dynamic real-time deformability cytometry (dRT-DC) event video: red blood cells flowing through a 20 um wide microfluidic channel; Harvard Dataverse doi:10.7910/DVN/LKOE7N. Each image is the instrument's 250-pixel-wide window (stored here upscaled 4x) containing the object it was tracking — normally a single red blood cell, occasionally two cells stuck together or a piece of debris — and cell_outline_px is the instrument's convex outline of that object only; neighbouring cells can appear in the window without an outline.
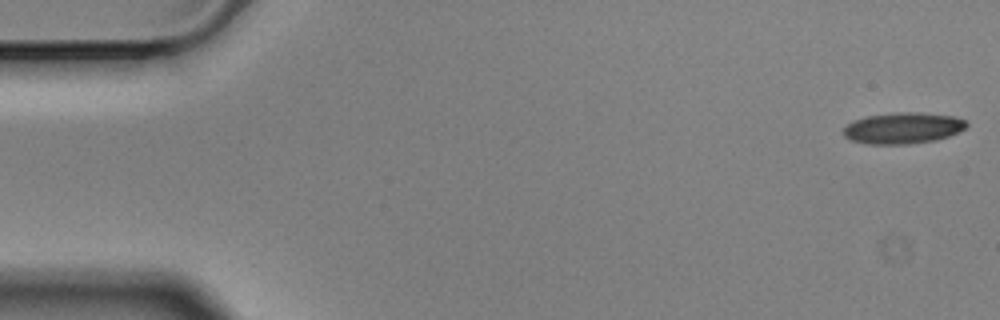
{"species": "Egyptian fruit bat (a non-hibernating species)", "species_latin": "Rousettus aegyptiacus", "temperature_condition": "cold", "stored_images_in_passage": 57, "camera_frame_rate_fps": 3000, "um_per_image_px": 0.085, "animal": {"sex": "male"}, "frame": {"image": 1, "passage_image": 1, "time_ms": 0.0, "image_size_px": [1000, 320], "cell_outline_px": [[968, 124], [964, 128], [948, 136], [936, 140], [908, 144], [868, 144], [852, 140], [844, 136], [844, 128], [848, 124], [856, 120], [868, 116], [896, 112], [920, 112], [952, 116], [964, 120]], "centroid_in_image_um": [76.75, 10.89], "position_along_channel_um": 8.3, "area_um2": 22.08}}
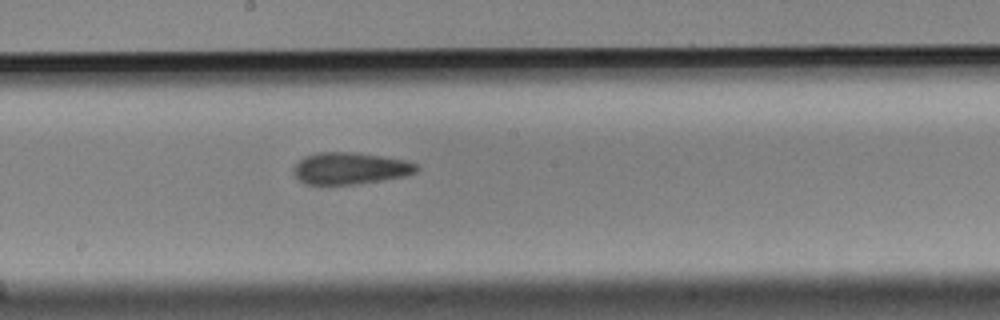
{"frame": {"image": 2, "passage_image": 30, "time_ms": 9.667, "image_size_px": [1000, 320], "cell_outline_px": [[420, 168], [416, 172], [408, 176], [356, 184], [304, 184], [292, 172], [292, 168], [304, 156], [316, 152], [356, 152], [404, 160], [416, 164]], "centroid_in_image_um": [29.76, 14.31], "position_along_channel_um": 218.4, "area_um2": 22.89}}
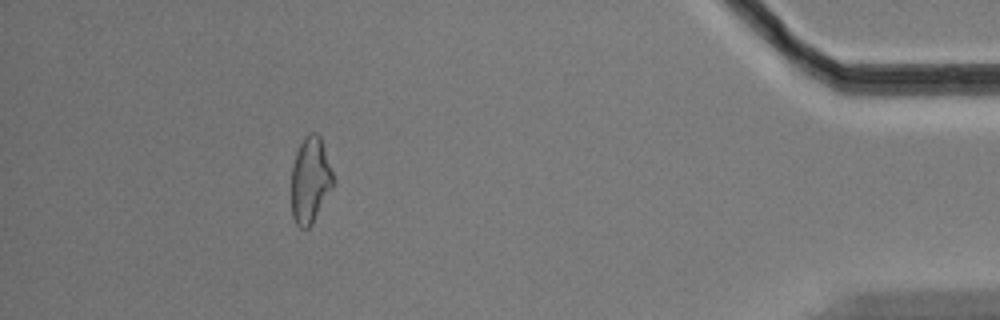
{"frame": {"image": 3, "passage_image": 51, "time_ms": 16.667, "image_size_px": [1000, 320], "cell_outline_px": [[336, 184], [312, 224], [308, 228], [300, 228], [296, 224], [292, 216], [292, 164], [296, 152], [304, 136], [308, 132], [316, 132], [320, 136], [336, 180]], "centroid_in_image_um": [26.4, 15.31], "position_along_channel_um": 408.8, "area_um2": 21.44}, "authors_computed_cell_mechanics": {"area_um2": 22.4842, "velocity_mm_per_s": 3.512, "shape_relaxation_time_tau1_ms": 9.2988, "shape_relaxation_time_tau2_ms": 5.0248, "deformation_change_tau1": 0.1652, "deformation_change_tau2": 0.1397}}